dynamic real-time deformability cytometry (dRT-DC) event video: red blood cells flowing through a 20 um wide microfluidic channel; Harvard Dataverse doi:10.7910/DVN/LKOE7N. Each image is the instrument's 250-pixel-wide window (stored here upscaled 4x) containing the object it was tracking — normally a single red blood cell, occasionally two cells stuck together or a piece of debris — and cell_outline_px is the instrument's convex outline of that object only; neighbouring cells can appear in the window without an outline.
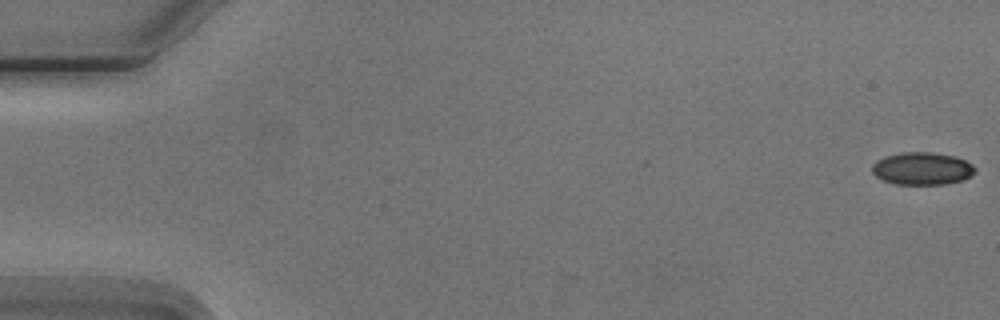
{"species": "Egyptian fruit bat (a non-hibernating species)", "species_latin": "Rousettus aegyptiacus", "temperature_condition": "cold", "stored_images_in_passage": 5, "camera_frame_rate_fps": 3000, "um_per_image_px": 0.085, "animal": {"sex": "male"}, "frame": {"image": 1, "passage_image": 1, "time_ms": 0.0, "image_size_px": [1000, 320], "cell_outline_px": [[976, 172], [972, 176], [960, 180], [944, 184], [896, 184], [884, 180], [876, 176], [872, 172], [872, 164], [876, 160], [884, 156], [900, 152], [932, 152], [956, 156], [972, 164], [976, 168]], "centroid_in_image_um": [78.38, 14.31], "position_along_channel_um": 6.6, "area_um2": 19.65}}